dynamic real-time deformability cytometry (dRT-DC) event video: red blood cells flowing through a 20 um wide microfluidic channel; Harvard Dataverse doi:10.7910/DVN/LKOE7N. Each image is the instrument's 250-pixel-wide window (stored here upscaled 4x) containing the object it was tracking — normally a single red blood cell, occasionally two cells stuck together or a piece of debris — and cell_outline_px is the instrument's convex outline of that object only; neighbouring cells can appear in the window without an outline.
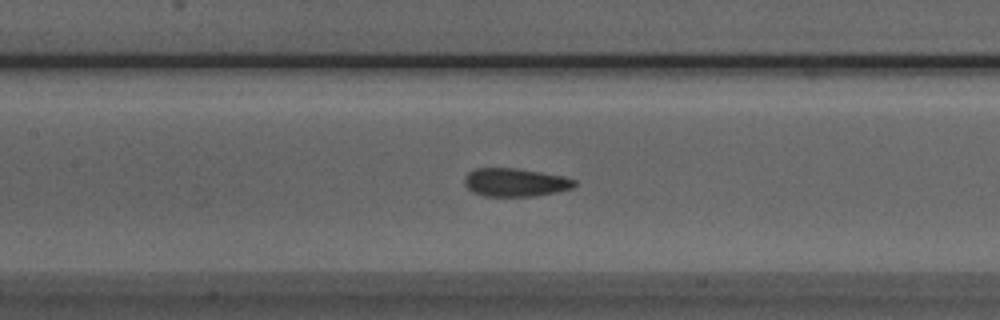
{"species": "Egyptian fruit bat (a non-hibernating species)", "species_latin": "Rousettus aegyptiacus", "temperature_condition": "room temperature", "stored_images_in_passage": 39, "camera_frame_rate_fps": 3000, "um_per_image_px": 0.085, "animal": {"sex": "male"}, "frame": {"image": 1, "passage_image": 13, "time_ms": 4.0, "image_size_px": [1000, 320], "cell_outline_px": [[576, 184], [572, 188], [556, 192], [532, 196], [484, 196], [472, 192], [464, 184], [464, 176], [468, 172], [476, 168], [516, 168], [564, 176], [576, 180]], "centroid_in_image_um": [43.77, 15.5], "position_along_channel_um": 163.6, "area_um2": 18.15}}
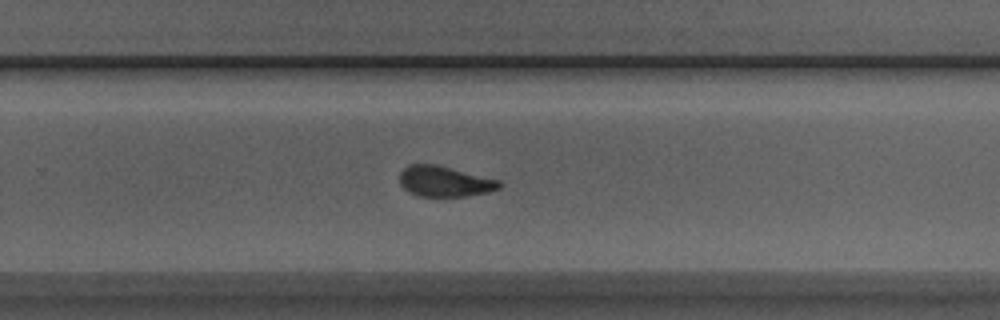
{"frame": {"image": 2, "passage_image": 23, "time_ms": 7.333, "image_size_px": [1000, 320], "cell_outline_px": [[500, 188], [488, 192], [464, 196], [420, 196], [408, 192], [400, 184], [400, 172], [408, 164], [436, 164], [500, 180]], "centroid_in_image_um": [37.77, 15.41], "position_along_channel_um": 292.0, "area_um2": 17.69}}
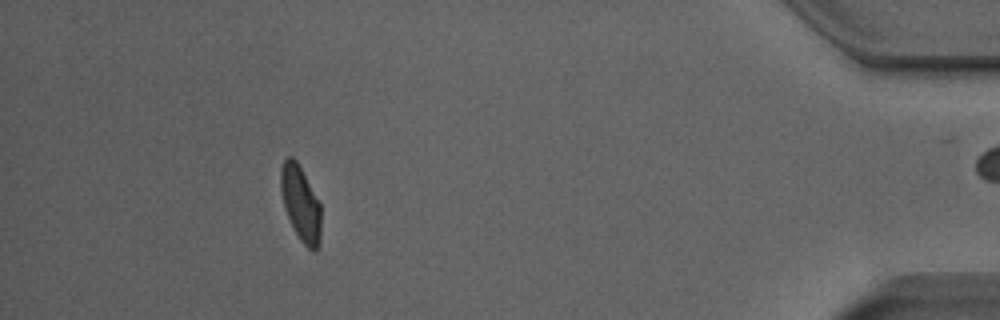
{"frame": {"image": 3, "passage_image": 37, "time_ms": 12.0, "image_size_px": [1000, 320], "cell_outline_px": [[320, 240], [316, 252], [312, 252], [300, 240], [284, 208], [280, 188], [280, 172], [284, 160], [288, 156], [292, 156], [296, 160], [320, 204]], "centroid_in_image_um": [25.54, 17.31], "position_along_channel_um": 409.7, "area_um2": 17.34}}